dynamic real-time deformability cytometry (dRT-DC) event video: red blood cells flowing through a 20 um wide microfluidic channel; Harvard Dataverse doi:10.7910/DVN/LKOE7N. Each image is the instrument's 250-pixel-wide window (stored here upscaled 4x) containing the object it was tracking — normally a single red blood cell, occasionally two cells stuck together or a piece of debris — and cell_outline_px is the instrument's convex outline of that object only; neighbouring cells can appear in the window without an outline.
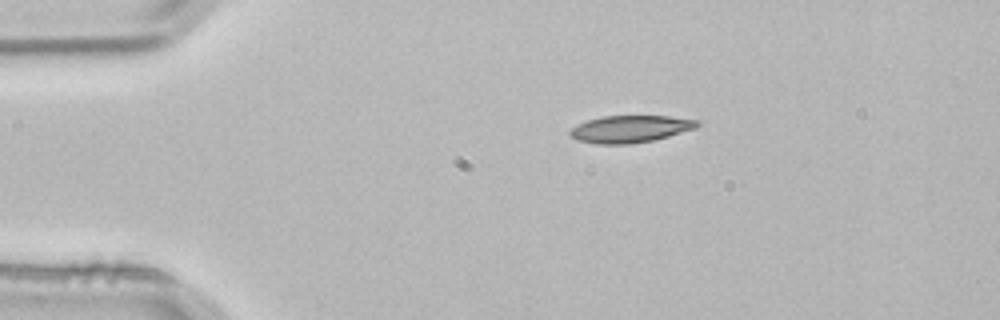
{"species": "common noctule bat (a hibernating species)", "species_latin": "Nyctalus noctula", "temperature_condition": "room temperature", "stored_images_in_passage": 2, "camera_frame_rate_fps": 3000, "um_per_image_px": 0.085, "animal": {"sex": "male", "body_mass_g": 21.5, "forearm_length_mm": 52.0}, "frame": {"image": 1, "passage_image": 1, "time_ms": 0.0, "image_size_px": [1000, 320], "cell_outline_px": [[700, 124], [696, 128], [668, 136], [652, 140], [632, 144], [596, 144], [576, 140], [568, 132], [576, 124], [600, 116], [668, 116], [700, 120]], "centroid_in_image_um": [53.56, 10.96], "position_along_channel_um": 31.4, "area_um2": 20.17}}